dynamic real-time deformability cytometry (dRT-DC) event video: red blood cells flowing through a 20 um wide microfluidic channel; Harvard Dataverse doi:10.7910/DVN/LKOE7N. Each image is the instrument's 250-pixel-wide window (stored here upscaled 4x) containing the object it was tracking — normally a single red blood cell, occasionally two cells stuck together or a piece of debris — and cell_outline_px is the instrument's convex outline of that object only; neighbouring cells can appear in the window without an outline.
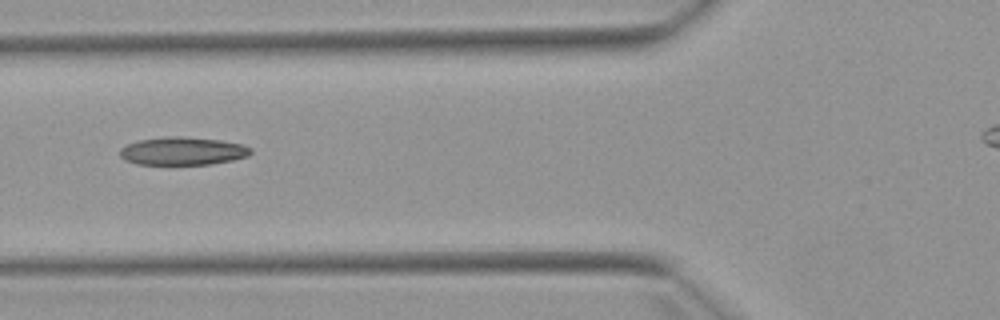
{"species": "Egyptian fruit bat (a non-hibernating species)", "species_latin": "Rousettus aegyptiacus", "temperature_condition": "warm", "stored_images_in_passage": 3, "camera_frame_rate_fps": 3000, "um_per_image_px": 0.085, "animal": {"sex": "female"}, "frame": {"image": 1, "passage_image": 3, "time_ms": 3.0, "image_size_px": [1000, 320], "cell_outline_px": [[252, 152], [248, 156], [232, 160], [208, 164], [136, 164], [124, 160], [120, 156], [120, 148], [128, 144], [140, 140], [168, 136], [180, 136], [220, 140], [240, 144], [252, 148]], "centroid_in_image_um": [15.51, 12.84], "position_along_channel_um": 110.3, "area_um2": 21.21}}